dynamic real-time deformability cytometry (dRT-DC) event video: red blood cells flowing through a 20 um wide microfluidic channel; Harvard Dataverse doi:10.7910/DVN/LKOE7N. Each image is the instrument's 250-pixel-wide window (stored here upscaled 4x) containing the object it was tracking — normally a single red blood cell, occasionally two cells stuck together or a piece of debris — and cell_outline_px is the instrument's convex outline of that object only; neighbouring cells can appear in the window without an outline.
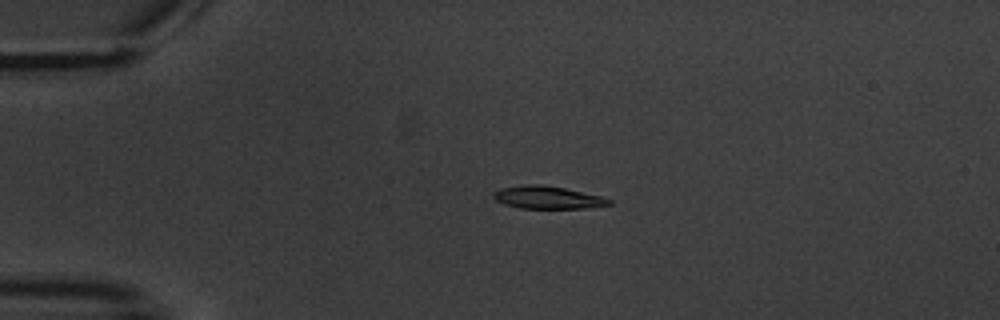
{"species": "common noctule bat (a hibernating species)", "species_latin": "Nyctalus noctula", "temperature_condition": "warm", "stored_images_in_passage": 4, "camera_frame_rate_fps": 3000, "um_per_image_px": 0.085, "animal": {"sex": "male", "body_mass_g": 20.1, "forearm_length_mm": 53.5}, "frame": {"image": 1, "passage_image": 3, "time_ms": 2.0, "image_size_px": [1000, 320], "cell_outline_px": [[612, 204], [588, 208], [520, 208], [504, 204], [496, 200], [492, 196], [492, 192], [500, 188], [524, 184], [544, 184], [604, 196], [612, 200]], "centroid_in_image_um": [46.55, 16.77], "position_along_channel_um": 38.4, "area_um2": 15.49}}